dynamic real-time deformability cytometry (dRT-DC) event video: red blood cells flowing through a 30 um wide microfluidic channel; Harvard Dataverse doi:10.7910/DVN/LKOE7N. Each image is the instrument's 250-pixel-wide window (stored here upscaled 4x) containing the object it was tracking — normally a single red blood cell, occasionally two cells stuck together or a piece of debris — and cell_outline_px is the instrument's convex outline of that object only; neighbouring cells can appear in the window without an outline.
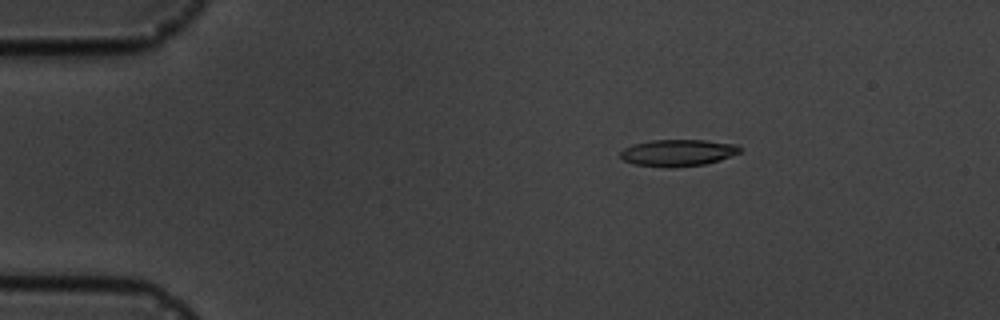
{"species": "common noctule bat (a hibernating species)", "species_latin": "Nyctalus noctula", "temperature_condition": "cold", "stored_images_in_passage": 5, "camera_frame_rate_fps": 3000, "um_per_image_px": 0.085, "animal": {"sex": "male", "body_mass_g": 19.5, "forearm_length_mm": 54.6}, "frame": {"image": 1, "passage_image": 3, "time_ms": 2.667, "image_size_px": [1000, 320], "cell_outline_px": [[740, 152], [720, 160], [704, 164], [672, 168], [668, 168], [632, 164], [624, 160], [620, 156], [620, 152], [624, 148], [632, 144], [652, 140], [704, 140], [736, 144], [740, 148]], "centroid_in_image_um": [57.58, 12.99], "position_along_channel_um": 27.4, "area_um2": 18.67}}